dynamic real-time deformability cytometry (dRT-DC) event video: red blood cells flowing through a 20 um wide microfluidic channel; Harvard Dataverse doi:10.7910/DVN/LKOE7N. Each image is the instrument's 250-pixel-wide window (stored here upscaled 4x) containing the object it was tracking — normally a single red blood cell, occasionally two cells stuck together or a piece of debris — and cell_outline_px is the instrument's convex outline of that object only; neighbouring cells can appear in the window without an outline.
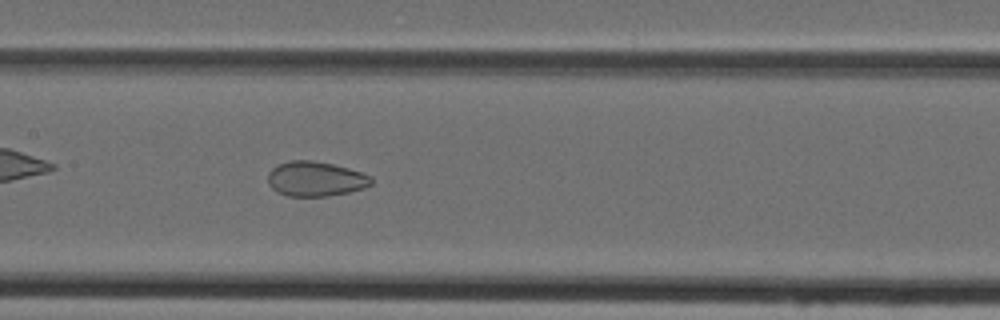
{"species": "Egyptian fruit bat (a non-hibernating species)", "species_latin": "Rousettus aegyptiacus", "temperature_condition": "cold", "stored_images_in_passage": 36, "camera_frame_rate_fps": 3000, "um_per_image_px": 0.085, "animal": {"sex": "female"}, "frame": {"image": 1, "passage_image": 16, "time_ms": 5.0, "image_size_px": [1000, 320], "cell_outline_px": [[372, 184], [364, 188], [348, 192], [328, 196], [288, 196], [276, 192], [268, 184], [268, 172], [276, 164], [292, 160], [312, 160], [332, 164], [348, 168], [372, 176]], "centroid_in_image_um": [26.79, 15.2], "position_along_channel_um": 180.6, "area_um2": 21.1}}